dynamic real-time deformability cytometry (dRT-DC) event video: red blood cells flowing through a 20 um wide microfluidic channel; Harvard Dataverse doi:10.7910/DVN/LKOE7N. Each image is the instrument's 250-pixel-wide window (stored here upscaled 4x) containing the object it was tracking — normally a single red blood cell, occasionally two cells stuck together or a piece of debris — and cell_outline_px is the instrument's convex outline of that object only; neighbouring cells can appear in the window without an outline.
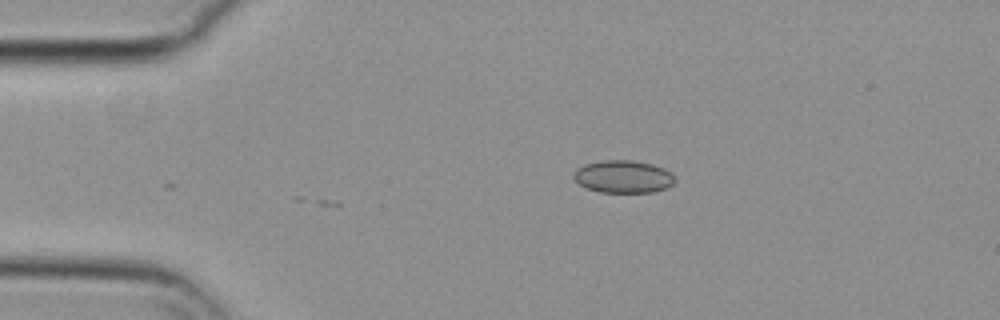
{"species": "common noctule bat (a hibernating species)", "species_latin": "Nyctalus noctula", "temperature_condition": "cold", "stored_images_in_passage": 6, "camera_frame_rate_fps": 3000, "um_per_image_px": 0.085, "animal": {"sex": "female", "body_mass_g": 29.2, "forearm_length_mm": 56.3}, "frame": {"image": 1, "passage_image": 6, "time_ms": 1.667, "image_size_px": [1000, 320], "cell_outline_px": [[676, 180], [668, 188], [652, 192], [600, 192], [588, 188], [580, 184], [572, 176], [572, 172], [576, 168], [584, 164], [604, 160], [628, 160], [652, 164], [664, 168], [672, 172]], "centroid_in_image_um": [52.99, 15.01], "position_along_channel_um": 32.0, "area_um2": 19.31}}